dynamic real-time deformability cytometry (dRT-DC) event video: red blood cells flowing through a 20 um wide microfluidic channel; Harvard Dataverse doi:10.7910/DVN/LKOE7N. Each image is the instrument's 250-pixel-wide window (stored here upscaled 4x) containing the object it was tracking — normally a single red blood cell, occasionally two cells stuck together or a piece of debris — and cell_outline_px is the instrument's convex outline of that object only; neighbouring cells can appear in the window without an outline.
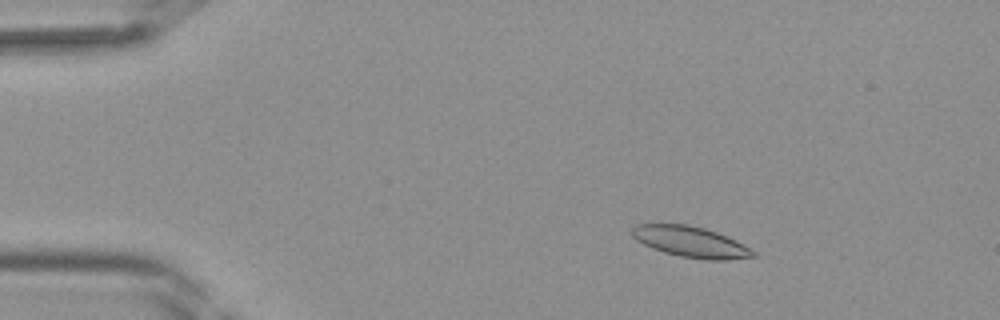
{"species": "Egyptian fruit bat (a non-hibernating species)", "species_latin": "Rousettus aegyptiacus", "temperature_condition": "room temperature", "stored_images_in_passage": 42, "camera_frame_rate_fps": 3000, "um_per_image_px": 0.085, "frame": {"image": 1, "passage_image": 7, "time_ms": 2.0, "image_size_px": [1000, 320], "cell_outline_px": [[756, 256], [724, 260], [708, 260], [680, 256], [664, 252], [652, 248], [636, 240], [632, 236], [632, 228], [636, 224], [688, 224], [704, 228], [716, 232], [736, 240], [756, 252]], "centroid_in_image_um": [58.7, 20.55], "position_along_channel_um": 26.3, "area_um2": 21.62}}
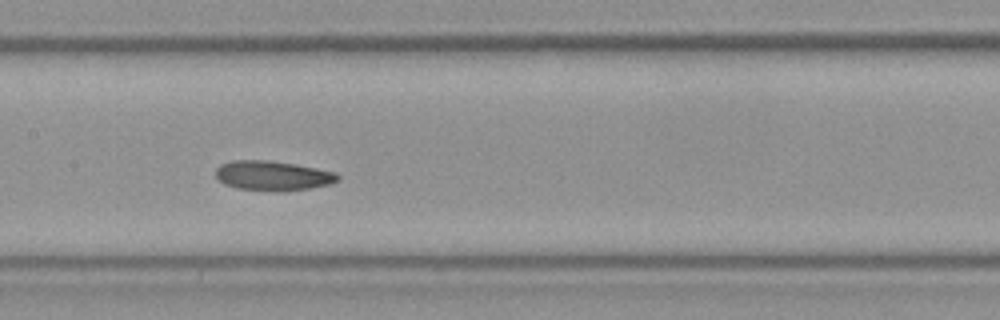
{"frame": {"image": 2, "passage_image": 21, "time_ms": 6.667, "image_size_px": [1000, 320], "cell_outline_px": [[340, 180], [332, 184], [284, 192], [236, 188], [224, 184], [216, 176], [216, 168], [220, 164], [232, 160], [268, 160], [296, 164], [336, 172], [340, 176]], "centroid_in_image_um": [23.21, 14.93], "position_along_channel_um": 184.2, "area_um2": 21.33}}
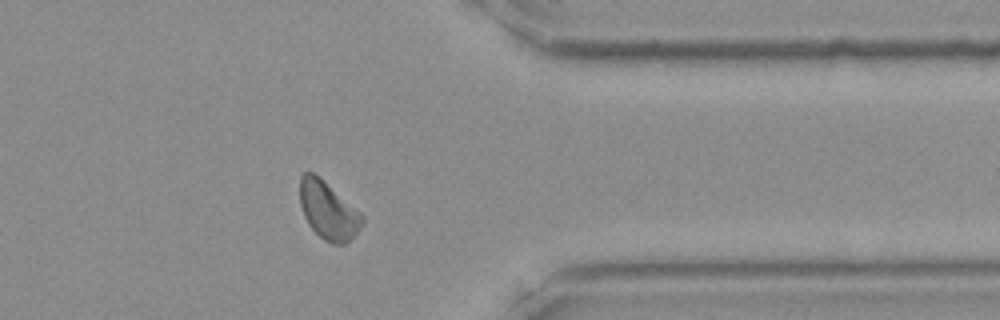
{"frame": {"image": 3, "passage_image": 34, "time_ms": 11.0, "image_size_px": [1000, 320], "cell_outline_px": [[364, 220], [360, 228], [344, 244], [332, 244], [324, 240], [308, 224], [304, 216], [300, 204], [300, 176], [304, 172], [312, 172], [360, 212], [364, 216]], "centroid_in_image_um": [27.87, 17.91], "position_along_channel_um": 383.5, "area_um2": 20.4}}